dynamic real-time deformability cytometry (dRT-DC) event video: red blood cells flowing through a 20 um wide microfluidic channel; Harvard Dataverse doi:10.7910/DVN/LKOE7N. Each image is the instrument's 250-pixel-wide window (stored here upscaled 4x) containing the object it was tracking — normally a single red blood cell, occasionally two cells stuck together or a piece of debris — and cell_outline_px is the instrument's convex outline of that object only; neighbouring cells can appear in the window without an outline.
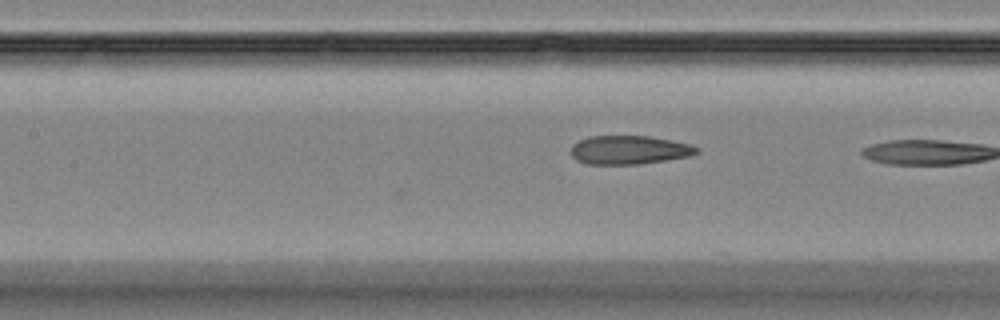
{"species": "Egyptian fruit bat (a non-hibernating species)", "species_latin": "Rousettus aegyptiacus", "temperature_condition": "room temperature", "stored_images_in_passage": 24, "camera_frame_rate_fps": 3000, "um_per_image_px": 0.085, "animal": {"sex": "female"}, "frame": {"image": 1, "passage_image": 11, "time_ms": 3.333, "image_size_px": [1000, 320], "cell_outline_px": [[700, 152], [692, 156], [636, 164], [588, 164], [576, 160], [572, 156], [572, 144], [588, 136], [648, 136], [692, 144], [700, 148]], "centroid_in_image_um": [53.51, 12.74], "position_along_channel_um": 153.9, "area_um2": 21.04}}
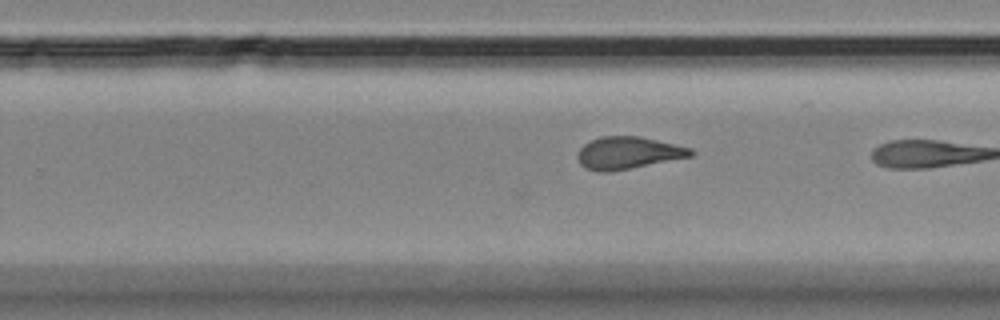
{"frame": {"image": 2, "passage_image": 21, "time_ms": 6.667, "image_size_px": [1000, 320], "cell_outline_px": [[696, 152], [692, 156], [608, 172], [600, 172], [584, 168], [580, 164], [576, 156], [580, 148], [584, 144], [600, 136], [640, 136], [692, 148]], "centroid_in_image_um": [53.37, 12.99], "position_along_channel_um": 276.4, "area_um2": 21.21}}